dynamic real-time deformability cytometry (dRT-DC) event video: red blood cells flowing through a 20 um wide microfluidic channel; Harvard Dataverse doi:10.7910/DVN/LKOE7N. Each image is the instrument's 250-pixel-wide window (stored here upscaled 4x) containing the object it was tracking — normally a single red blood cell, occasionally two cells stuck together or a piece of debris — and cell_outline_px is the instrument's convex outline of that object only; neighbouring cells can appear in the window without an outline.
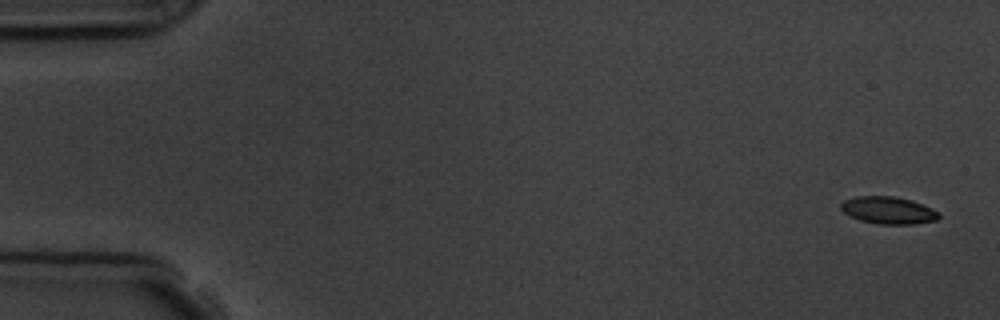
{"species": "common noctule bat (a hibernating species)", "species_latin": "Nyctalus noctula", "temperature_condition": "room temperature", "stored_images_in_passage": 6, "camera_frame_rate_fps": 3000, "um_per_image_px": 0.085, "animal": {"sex": "male", "body_mass_g": 19.5, "forearm_length_mm": 54.6}, "frame": {"image": 1, "passage_image": 1, "time_ms": 0.0, "image_size_px": [1000, 320], "cell_outline_px": [[940, 216], [936, 220], [916, 224], [880, 224], [860, 220], [844, 212], [840, 208], [840, 204], [844, 200], [856, 196], [892, 196], [912, 200], [932, 208], [940, 212]], "centroid_in_image_um": [75.53, 17.87], "position_along_channel_um": 9.5, "area_um2": 15.55}}